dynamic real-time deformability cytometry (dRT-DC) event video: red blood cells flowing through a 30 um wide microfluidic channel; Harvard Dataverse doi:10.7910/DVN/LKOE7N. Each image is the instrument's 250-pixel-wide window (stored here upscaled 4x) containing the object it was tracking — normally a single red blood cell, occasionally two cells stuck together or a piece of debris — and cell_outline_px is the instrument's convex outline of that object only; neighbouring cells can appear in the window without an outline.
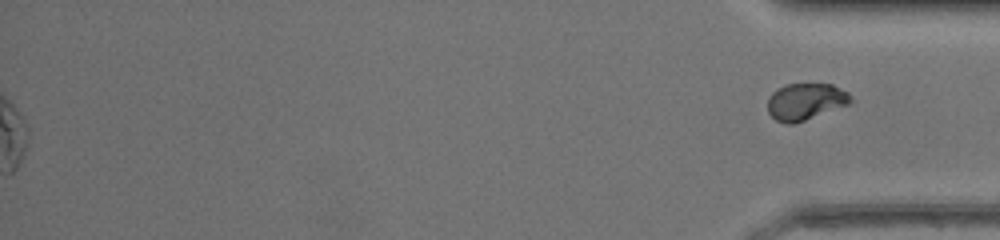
{"species": "common noctule bat (a hibernating species)", "species_latin": "Nyctalus noctula", "temperature_condition": "warm", "stored_images_in_passage": 50, "segment_of_instrument_passage": [2, 2], "camera_frame_rate_fps": 3000, "um_per_image_px": 0.085, "animal": {"sex": "female", "body_mass_g": 17.0, "forearm_length_mm": 48.0}, "frame": {"image": 1, "passage_image": 50, "time_ms": 16.333, "image_size_px": [1000, 240], "cell_outline_px": [[852, 104], [792, 124], [784, 124], [776, 120], [768, 112], [768, 96], [776, 88], [788, 84], [832, 84], [848, 92], [852, 96]], "centroid_in_image_um": [68.48, 8.63], "position_along_channel_um": 366.7, "area_um2": 17.98}}